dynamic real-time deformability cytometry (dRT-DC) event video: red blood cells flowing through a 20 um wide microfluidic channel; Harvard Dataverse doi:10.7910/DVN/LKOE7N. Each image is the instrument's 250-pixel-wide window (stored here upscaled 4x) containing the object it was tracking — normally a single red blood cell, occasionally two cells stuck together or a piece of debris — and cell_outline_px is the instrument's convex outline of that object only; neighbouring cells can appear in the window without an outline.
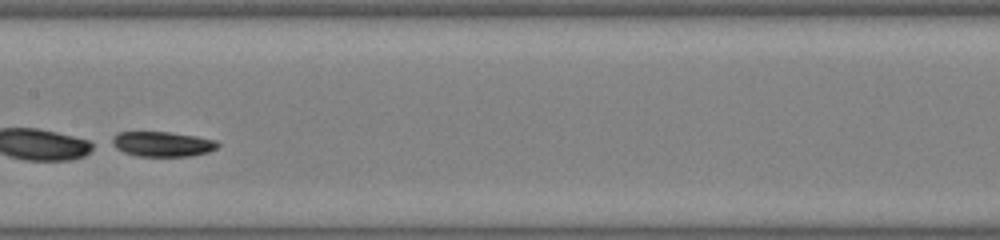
{"species": "common noctule bat (a hibernating species)", "species_latin": "Nyctalus noctula", "temperature_condition": "warm", "stored_images_in_passage": 30, "segment_of_instrument_passage": [2, 2], "camera_frame_rate_fps": 3000, "um_per_image_px": 0.085, "animal": {"sex": "male", "body_mass_g": 19.0, "forearm_length_mm": 50.8}, "frame": {"image": 1, "passage_image": 13, "time_ms": 4.0, "image_size_px": [1000, 240], "cell_outline_px": [[220, 144], [216, 148], [208, 152], [192, 156], [136, 156], [124, 152], [108, 144], [112, 136], [116, 132], [168, 132], [196, 136], [216, 140]], "centroid_in_image_um": [13.74, 12.24], "position_along_channel_um": 193.7, "area_um2": 15.61}}